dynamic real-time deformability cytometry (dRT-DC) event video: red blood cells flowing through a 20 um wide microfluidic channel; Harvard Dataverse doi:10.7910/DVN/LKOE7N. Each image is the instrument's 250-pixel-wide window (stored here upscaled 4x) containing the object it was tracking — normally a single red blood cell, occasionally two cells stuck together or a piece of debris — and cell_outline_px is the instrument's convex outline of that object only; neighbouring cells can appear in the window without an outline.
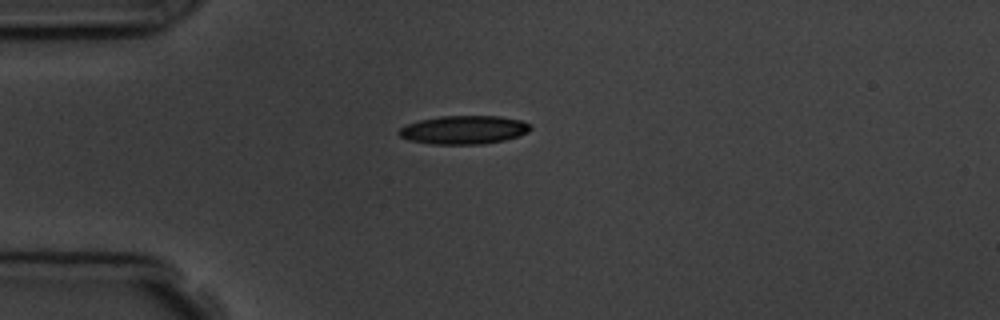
{"species": "common noctule bat (a hibernating species)", "species_latin": "Nyctalus noctula", "temperature_condition": "room temperature", "stored_images_in_passage": 3, "camera_frame_rate_fps": 3000, "um_per_image_px": 0.085, "animal": {"sex": "male", "body_mass_g": 19.5, "forearm_length_mm": 54.6}, "frame": {"image": 1, "passage_image": 1, "time_ms": 0.0, "image_size_px": [1000, 320], "cell_outline_px": [[532, 128], [528, 132], [504, 140], [484, 144], [432, 144], [408, 140], [400, 136], [396, 132], [400, 128], [408, 124], [420, 120], [440, 116], [500, 116], [520, 120], [532, 124]], "centroid_in_image_um": [39.43, 11.03], "position_along_channel_um": 45.6, "area_um2": 21.85}}
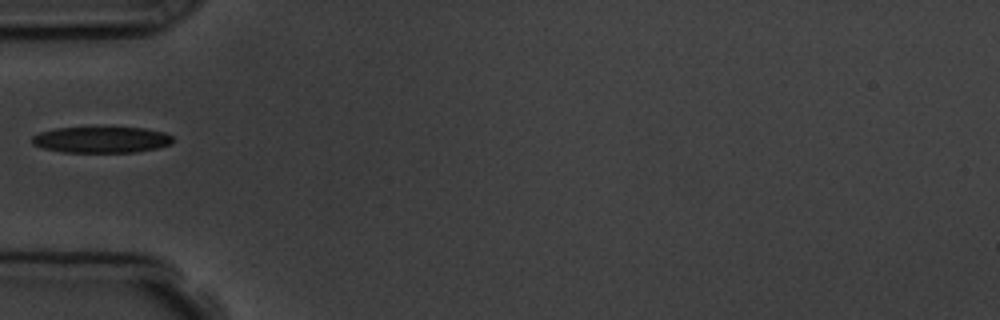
{"frame": {"image": 2, "passage_image": 2, "time_ms": 1.333, "image_size_px": [1000, 320], "cell_outline_px": [[172, 144], [156, 148], [136, 152], [64, 152], [40, 148], [32, 144], [32, 136], [40, 132], [56, 128], [144, 128], [164, 132], [172, 136]], "centroid_in_image_um": [8.6, 11.88], "position_along_channel_um": 76.4, "area_um2": 21.39}}